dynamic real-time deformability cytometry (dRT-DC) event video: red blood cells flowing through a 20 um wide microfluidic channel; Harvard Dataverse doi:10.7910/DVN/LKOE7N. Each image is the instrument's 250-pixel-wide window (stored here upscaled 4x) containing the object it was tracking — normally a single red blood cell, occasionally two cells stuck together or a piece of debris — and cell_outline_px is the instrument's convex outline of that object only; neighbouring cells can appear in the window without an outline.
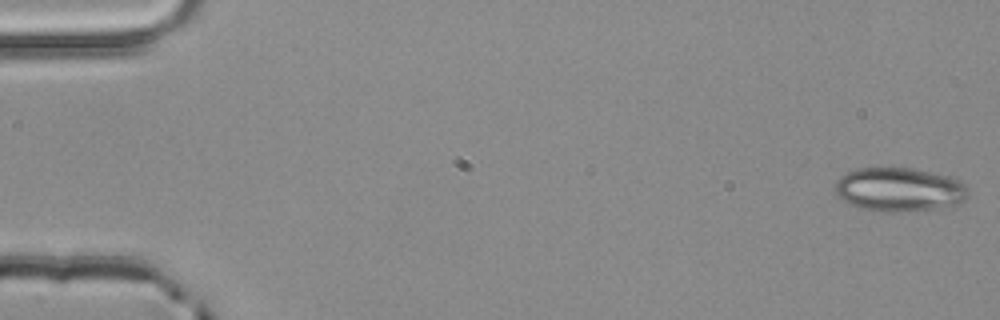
{"species": "common noctule bat (a hibernating species)", "species_latin": "Nyctalus noctula", "temperature_condition": "room temperature", "stored_images_in_passage": 3, "camera_frame_rate_fps": 3000, "um_per_image_px": 0.085, "animal": {"sex": "male", "body_mass_g": 20.4}, "frame": {"image": 1, "passage_image": 1, "time_ms": 0.0, "image_size_px": [1000, 320], "cell_outline_px": [[968, 196], [960, 204], [940, 208], [908, 212], [884, 212], [860, 208], [848, 204], [840, 200], [836, 192], [836, 180], [840, 176], [856, 168], [912, 168], [948, 176], [960, 180], [968, 188]], "centroid_in_image_um": [76.44, 16.13], "position_along_channel_um": 8.6, "area_um2": 34.45}}